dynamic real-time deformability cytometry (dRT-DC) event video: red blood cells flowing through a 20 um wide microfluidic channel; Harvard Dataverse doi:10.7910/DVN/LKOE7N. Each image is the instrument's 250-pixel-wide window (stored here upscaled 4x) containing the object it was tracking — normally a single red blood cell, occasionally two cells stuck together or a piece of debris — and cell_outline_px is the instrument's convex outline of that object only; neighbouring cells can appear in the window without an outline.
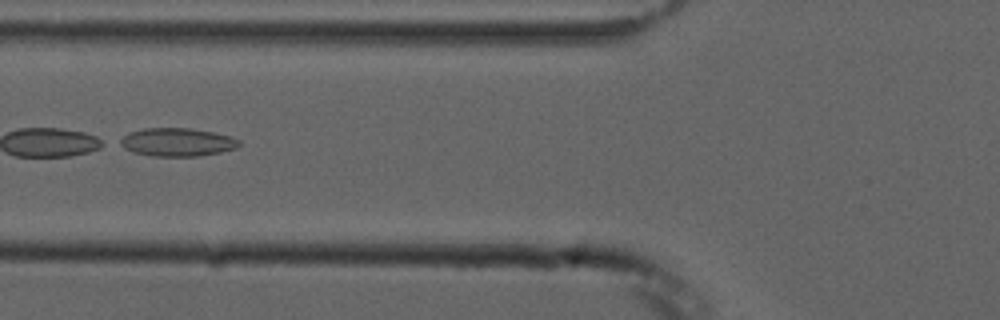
{"species": "common noctule bat (a hibernating species)", "species_latin": "Nyctalus noctula", "temperature_condition": "cold", "stored_images_in_passage": 8, "camera_frame_rate_fps": 3000, "um_per_image_px": 0.085, "animal": {"sex": "male", "forearm_length_mm": 52.5}, "frame": {"image": 1, "passage_image": 6, "time_ms": 6.0, "image_size_px": [1000, 320], "cell_outline_px": [[240, 144], [236, 148], [220, 152], [200, 156], [152, 156], [136, 152], [124, 148], [116, 144], [116, 140], [128, 132], [144, 128], [188, 128], [212, 132], [228, 136], [240, 140]], "centroid_in_image_um": [14.99, 12.08], "position_along_channel_um": 110.8, "area_um2": 19.65}}
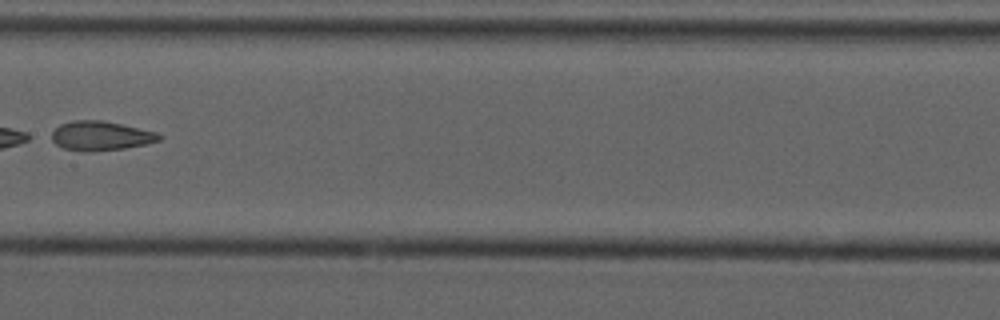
{"frame": {"image": 2, "passage_image": 8, "time_ms": 8.333, "image_size_px": [1000, 320], "cell_outline_px": [[164, 136], [160, 140], [144, 144], [124, 148], [92, 152], [84, 152], [64, 148], [56, 144], [52, 140], [52, 132], [60, 124], [72, 120], [100, 120], [120, 124], [156, 132]], "centroid_in_image_um": [8.54, 11.55], "position_along_channel_um": 198.9, "area_um2": 18.26}}